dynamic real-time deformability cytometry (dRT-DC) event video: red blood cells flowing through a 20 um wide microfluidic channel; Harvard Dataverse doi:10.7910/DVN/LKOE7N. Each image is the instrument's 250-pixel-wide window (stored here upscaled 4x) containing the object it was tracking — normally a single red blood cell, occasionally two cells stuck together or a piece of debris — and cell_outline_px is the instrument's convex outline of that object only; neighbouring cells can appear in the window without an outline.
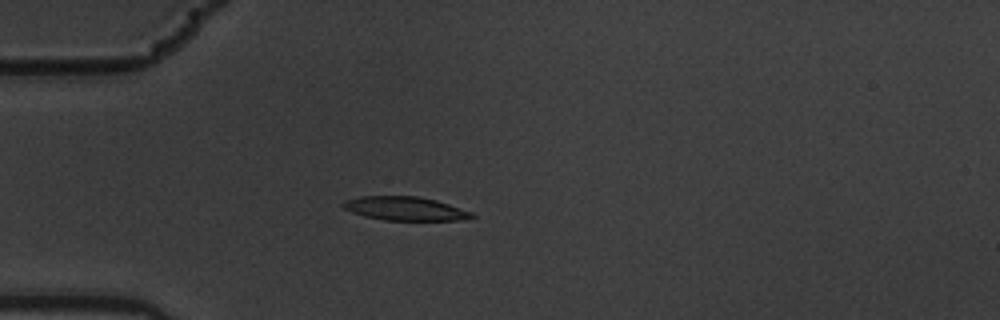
{"species": "common noctule bat (a hibernating species)", "species_latin": "Nyctalus noctula", "temperature_condition": "warm", "stored_images_in_passage": 14, "camera_frame_rate_fps": 3000, "um_per_image_px": 0.085, "animal": {"sex": "male", "body_mass_g": 19.5, "forearm_length_mm": 54.6}, "frame": {"image": 1, "passage_image": 5, "time_ms": 1.333, "image_size_px": [1000, 320], "cell_outline_px": [[476, 216], [460, 220], [384, 220], [364, 216], [352, 212], [344, 208], [340, 204], [348, 200], [360, 196], [416, 196], [436, 200], [472, 212]], "centroid_in_image_um": [34.42, 17.73], "position_along_channel_um": 50.6, "area_um2": 17.63}}
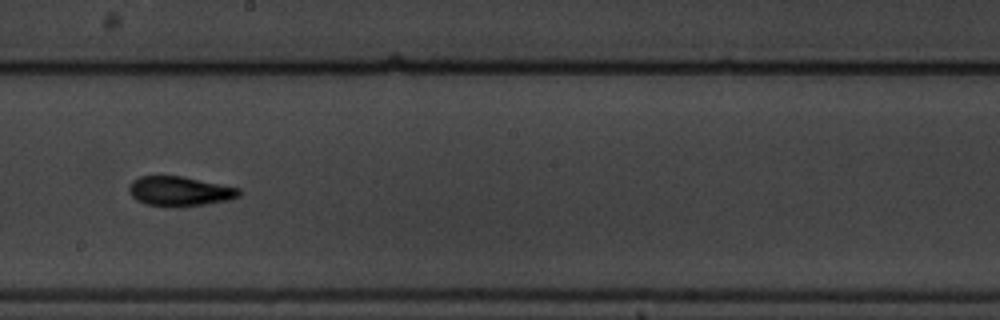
{"frame": {"image": 2, "passage_image": 10, "time_ms": 3.0, "image_size_px": [1000, 320], "cell_outline_px": [[240, 196], [228, 200], [204, 204], [168, 208], [144, 204], [136, 200], [128, 192], [128, 184], [132, 180], [140, 176], [180, 176], [240, 188]], "centroid_in_image_um": [15.21, 16.27], "position_along_channel_um": 233.0, "area_um2": 19.19}}
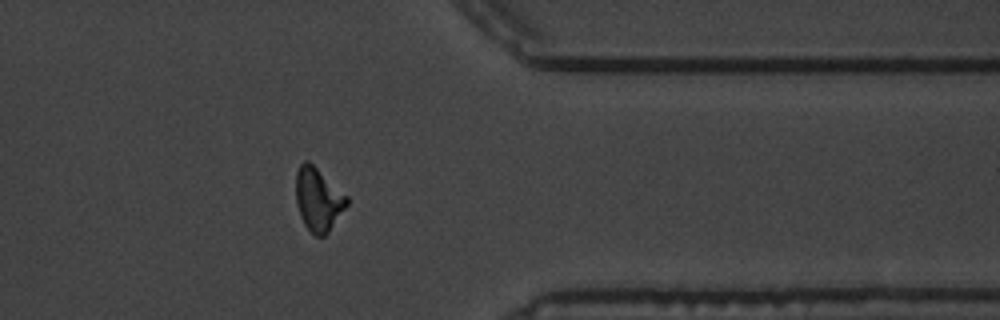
{"frame": {"image": 3, "passage_image": 14, "time_ms": 4.333, "image_size_px": [1000, 320], "cell_outline_px": [[348, 204], [328, 232], [324, 236], [316, 236], [304, 224], [300, 216], [296, 204], [296, 172], [300, 164], [304, 160], [308, 160], [348, 196]], "centroid_in_image_um": [27.04, 16.93], "position_along_channel_um": 384.4, "area_um2": 18.67}}